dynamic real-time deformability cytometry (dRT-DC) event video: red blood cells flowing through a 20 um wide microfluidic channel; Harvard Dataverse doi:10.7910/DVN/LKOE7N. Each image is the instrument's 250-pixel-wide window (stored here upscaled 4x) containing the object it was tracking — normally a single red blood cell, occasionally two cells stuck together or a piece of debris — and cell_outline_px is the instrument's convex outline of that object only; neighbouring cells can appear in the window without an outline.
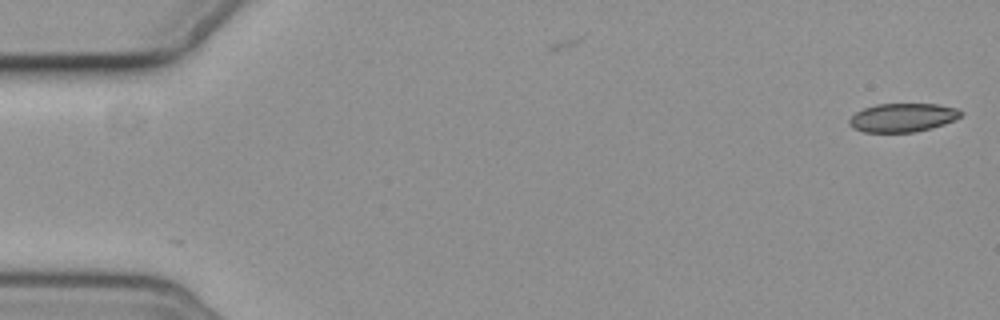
{"species": "common noctule bat (a hibernating species)", "species_latin": "Nyctalus noctula", "temperature_condition": "cold", "stored_images_in_passage": 7, "camera_frame_rate_fps": 3000, "um_per_image_px": 0.085, "animal": {"sex": "female", "body_mass_g": 19.3, "forearm_length_mm": 54.1}, "frame": {"image": 1, "passage_image": 1, "time_ms": 0.0, "image_size_px": [1000, 320], "cell_outline_px": [[964, 112], [960, 116], [944, 124], [916, 132], [864, 132], [852, 128], [848, 124], [848, 120], [856, 112], [864, 108], [876, 104], [936, 104], [956, 108]], "centroid_in_image_um": [76.69, 9.99], "position_along_channel_um": 8.3, "area_um2": 18.55}}
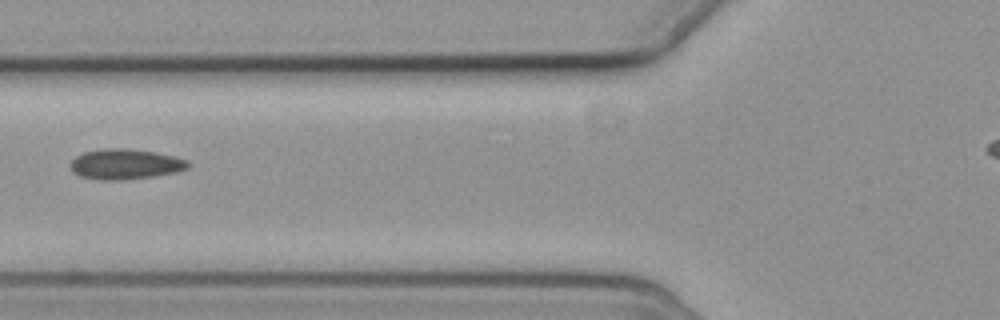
{"frame": {"image": 2, "passage_image": 7, "time_ms": 7.0, "image_size_px": [1000, 320], "cell_outline_px": [[188, 168], [176, 172], [156, 176], [124, 180], [100, 180], [80, 176], [72, 172], [68, 164], [76, 156], [84, 152], [104, 148], [124, 148], [156, 152], [176, 156], [188, 160]], "centroid_in_image_um": [10.63, 13.95], "position_along_channel_um": 115.2, "area_um2": 21.04}}